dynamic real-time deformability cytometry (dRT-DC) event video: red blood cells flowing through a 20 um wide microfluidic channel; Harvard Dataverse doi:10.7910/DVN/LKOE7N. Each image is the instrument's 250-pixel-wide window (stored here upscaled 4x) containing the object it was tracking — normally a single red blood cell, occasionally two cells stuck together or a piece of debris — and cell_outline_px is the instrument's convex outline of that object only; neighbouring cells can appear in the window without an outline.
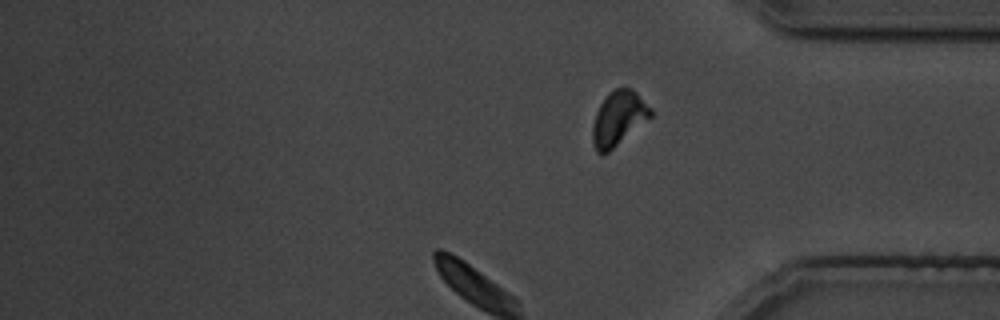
{"species": "common noctule bat (a hibernating species)", "species_latin": "Nyctalus noctula", "temperature_condition": "cold", "stored_images_in_passage": 25, "camera_frame_rate_fps": 3000, "um_per_image_px": 0.085, "animal": {"sex": "male", "body_mass_g": 19.5, "forearm_length_mm": 54.6}, "frame": {"image": 1, "passage_image": 25, "time_ms": 31.0, "image_size_px": [1000, 320], "cell_outline_px": [[652, 116], [608, 152], [596, 152], [592, 144], [592, 128], [596, 112], [600, 104], [608, 92], [616, 88], [632, 88], [652, 108]], "centroid_in_image_um": [52.56, 10.04], "position_along_channel_um": 382.6, "area_um2": 18.26}}